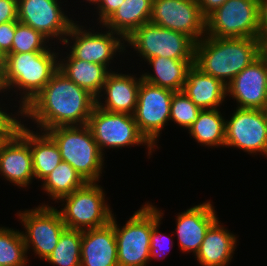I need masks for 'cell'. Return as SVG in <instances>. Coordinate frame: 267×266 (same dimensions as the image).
I'll return each instance as SVG.
<instances>
[{
	"mask_svg": "<svg viewBox=\"0 0 267 266\" xmlns=\"http://www.w3.org/2000/svg\"><path fill=\"white\" fill-rule=\"evenodd\" d=\"M95 105L92 94L58 69L22 109V117L33 120L45 132L53 127L86 125Z\"/></svg>",
	"mask_w": 267,
	"mask_h": 266,
	"instance_id": "obj_1",
	"label": "cell"
},
{
	"mask_svg": "<svg viewBox=\"0 0 267 266\" xmlns=\"http://www.w3.org/2000/svg\"><path fill=\"white\" fill-rule=\"evenodd\" d=\"M261 38H215L205 35L195 44L194 65L227 85L260 56Z\"/></svg>",
	"mask_w": 267,
	"mask_h": 266,
	"instance_id": "obj_2",
	"label": "cell"
},
{
	"mask_svg": "<svg viewBox=\"0 0 267 266\" xmlns=\"http://www.w3.org/2000/svg\"><path fill=\"white\" fill-rule=\"evenodd\" d=\"M29 53H8L1 69V86L6 92L17 88L22 94V110L50 81L59 68L58 53L51 50ZM23 95V96H22Z\"/></svg>",
	"mask_w": 267,
	"mask_h": 266,
	"instance_id": "obj_3",
	"label": "cell"
},
{
	"mask_svg": "<svg viewBox=\"0 0 267 266\" xmlns=\"http://www.w3.org/2000/svg\"><path fill=\"white\" fill-rule=\"evenodd\" d=\"M58 146L62 161L68 162L86 182H99L104 155L89 126H60L45 131Z\"/></svg>",
	"mask_w": 267,
	"mask_h": 266,
	"instance_id": "obj_4",
	"label": "cell"
},
{
	"mask_svg": "<svg viewBox=\"0 0 267 266\" xmlns=\"http://www.w3.org/2000/svg\"><path fill=\"white\" fill-rule=\"evenodd\" d=\"M105 193L97 182H87L60 200L62 220L69 229L87 230L107 225L113 211L107 204ZM106 201V202H105ZM66 202V203H65Z\"/></svg>",
	"mask_w": 267,
	"mask_h": 266,
	"instance_id": "obj_5",
	"label": "cell"
},
{
	"mask_svg": "<svg viewBox=\"0 0 267 266\" xmlns=\"http://www.w3.org/2000/svg\"><path fill=\"white\" fill-rule=\"evenodd\" d=\"M205 35L215 38H261L259 0H227L205 18Z\"/></svg>",
	"mask_w": 267,
	"mask_h": 266,
	"instance_id": "obj_6",
	"label": "cell"
},
{
	"mask_svg": "<svg viewBox=\"0 0 267 266\" xmlns=\"http://www.w3.org/2000/svg\"><path fill=\"white\" fill-rule=\"evenodd\" d=\"M127 41V42H126ZM125 43L140 53L144 61L153 57H165L177 60H194L195 42L187 35L162 28L151 22L137 28Z\"/></svg>",
	"mask_w": 267,
	"mask_h": 266,
	"instance_id": "obj_7",
	"label": "cell"
},
{
	"mask_svg": "<svg viewBox=\"0 0 267 266\" xmlns=\"http://www.w3.org/2000/svg\"><path fill=\"white\" fill-rule=\"evenodd\" d=\"M87 125L103 155L105 149H121L143 143L147 146L148 156L152 155L154 147L140 133L133 115L108 112L95 105Z\"/></svg>",
	"mask_w": 267,
	"mask_h": 266,
	"instance_id": "obj_8",
	"label": "cell"
},
{
	"mask_svg": "<svg viewBox=\"0 0 267 266\" xmlns=\"http://www.w3.org/2000/svg\"><path fill=\"white\" fill-rule=\"evenodd\" d=\"M118 266H147L150 261L152 204L145 203L121 228L114 216Z\"/></svg>",
	"mask_w": 267,
	"mask_h": 266,
	"instance_id": "obj_9",
	"label": "cell"
},
{
	"mask_svg": "<svg viewBox=\"0 0 267 266\" xmlns=\"http://www.w3.org/2000/svg\"><path fill=\"white\" fill-rule=\"evenodd\" d=\"M25 233L22 231L26 251L32 247L34 255L44 261L52 254L66 226L58 209L42 204L34 209L17 212ZM32 245V246H30Z\"/></svg>",
	"mask_w": 267,
	"mask_h": 266,
	"instance_id": "obj_10",
	"label": "cell"
},
{
	"mask_svg": "<svg viewBox=\"0 0 267 266\" xmlns=\"http://www.w3.org/2000/svg\"><path fill=\"white\" fill-rule=\"evenodd\" d=\"M175 92L141 80L133 114L140 133L155 148L165 124L170 120L171 99Z\"/></svg>",
	"mask_w": 267,
	"mask_h": 266,
	"instance_id": "obj_11",
	"label": "cell"
},
{
	"mask_svg": "<svg viewBox=\"0 0 267 266\" xmlns=\"http://www.w3.org/2000/svg\"><path fill=\"white\" fill-rule=\"evenodd\" d=\"M225 147L267 157V116L261 109L237 108L225 120Z\"/></svg>",
	"mask_w": 267,
	"mask_h": 266,
	"instance_id": "obj_12",
	"label": "cell"
},
{
	"mask_svg": "<svg viewBox=\"0 0 267 266\" xmlns=\"http://www.w3.org/2000/svg\"><path fill=\"white\" fill-rule=\"evenodd\" d=\"M83 27L74 22L63 41L64 45H69V42L74 41V44L70 45L69 53L75 59L104 65L108 68L113 56H116L117 52L122 53L126 50L125 40L119 34L109 29L104 33L94 31L92 33Z\"/></svg>",
	"mask_w": 267,
	"mask_h": 266,
	"instance_id": "obj_13",
	"label": "cell"
},
{
	"mask_svg": "<svg viewBox=\"0 0 267 266\" xmlns=\"http://www.w3.org/2000/svg\"><path fill=\"white\" fill-rule=\"evenodd\" d=\"M150 22L183 33L195 43L205 36L198 0H153Z\"/></svg>",
	"mask_w": 267,
	"mask_h": 266,
	"instance_id": "obj_14",
	"label": "cell"
},
{
	"mask_svg": "<svg viewBox=\"0 0 267 266\" xmlns=\"http://www.w3.org/2000/svg\"><path fill=\"white\" fill-rule=\"evenodd\" d=\"M0 174L18 187L29 186L35 178L29 128L23 122L11 136L0 140Z\"/></svg>",
	"mask_w": 267,
	"mask_h": 266,
	"instance_id": "obj_15",
	"label": "cell"
},
{
	"mask_svg": "<svg viewBox=\"0 0 267 266\" xmlns=\"http://www.w3.org/2000/svg\"><path fill=\"white\" fill-rule=\"evenodd\" d=\"M58 0H17L18 21L39 31L48 40L63 42L73 21ZM63 10V11H62Z\"/></svg>",
	"mask_w": 267,
	"mask_h": 266,
	"instance_id": "obj_16",
	"label": "cell"
},
{
	"mask_svg": "<svg viewBox=\"0 0 267 266\" xmlns=\"http://www.w3.org/2000/svg\"><path fill=\"white\" fill-rule=\"evenodd\" d=\"M227 96L237 102V108L263 109L267 96V66L259 56L227 85Z\"/></svg>",
	"mask_w": 267,
	"mask_h": 266,
	"instance_id": "obj_17",
	"label": "cell"
},
{
	"mask_svg": "<svg viewBox=\"0 0 267 266\" xmlns=\"http://www.w3.org/2000/svg\"><path fill=\"white\" fill-rule=\"evenodd\" d=\"M209 201L195 205L176 218L178 246L182 252L196 256L209 227L218 219L215 208Z\"/></svg>",
	"mask_w": 267,
	"mask_h": 266,
	"instance_id": "obj_18",
	"label": "cell"
},
{
	"mask_svg": "<svg viewBox=\"0 0 267 266\" xmlns=\"http://www.w3.org/2000/svg\"><path fill=\"white\" fill-rule=\"evenodd\" d=\"M131 74H122L111 71L96 98V106L112 113H126L133 115L138 99V90L142 80ZM102 92L104 94H102ZM106 95V96H105ZM102 96H105L102 97ZM102 97L105 100L100 101Z\"/></svg>",
	"mask_w": 267,
	"mask_h": 266,
	"instance_id": "obj_19",
	"label": "cell"
},
{
	"mask_svg": "<svg viewBox=\"0 0 267 266\" xmlns=\"http://www.w3.org/2000/svg\"><path fill=\"white\" fill-rule=\"evenodd\" d=\"M81 266H118L114 214L102 227L82 231Z\"/></svg>",
	"mask_w": 267,
	"mask_h": 266,
	"instance_id": "obj_20",
	"label": "cell"
},
{
	"mask_svg": "<svg viewBox=\"0 0 267 266\" xmlns=\"http://www.w3.org/2000/svg\"><path fill=\"white\" fill-rule=\"evenodd\" d=\"M237 237L217 219L206 232L196 260L201 266H228L237 247Z\"/></svg>",
	"mask_w": 267,
	"mask_h": 266,
	"instance_id": "obj_21",
	"label": "cell"
},
{
	"mask_svg": "<svg viewBox=\"0 0 267 266\" xmlns=\"http://www.w3.org/2000/svg\"><path fill=\"white\" fill-rule=\"evenodd\" d=\"M182 91L201 110L220 109L227 96L226 85L220 79L203 73L194 64L187 73Z\"/></svg>",
	"mask_w": 267,
	"mask_h": 266,
	"instance_id": "obj_22",
	"label": "cell"
},
{
	"mask_svg": "<svg viewBox=\"0 0 267 266\" xmlns=\"http://www.w3.org/2000/svg\"><path fill=\"white\" fill-rule=\"evenodd\" d=\"M153 0H125L102 24L124 40L137 28L150 22Z\"/></svg>",
	"mask_w": 267,
	"mask_h": 266,
	"instance_id": "obj_23",
	"label": "cell"
},
{
	"mask_svg": "<svg viewBox=\"0 0 267 266\" xmlns=\"http://www.w3.org/2000/svg\"><path fill=\"white\" fill-rule=\"evenodd\" d=\"M66 58H59V70L95 98L100 95L110 70L100 64L75 59L70 53Z\"/></svg>",
	"mask_w": 267,
	"mask_h": 266,
	"instance_id": "obj_24",
	"label": "cell"
},
{
	"mask_svg": "<svg viewBox=\"0 0 267 266\" xmlns=\"http://www.w3.org/2000/svg\"><path fill=\"white\" fill-rule=\"evenodd\" d=\"M146 61L149 62L148 65H152L154 73H142V80L174 92L183 90L187 73L194 64V60H177L160 56Z\"/></svg>",
	"mask_w": 267,
	"mask_h": 266,
	"instance_id": "obj_25",
	"label": "cell"
},
{
	"mask_svg": "<svg viewBox=\"0 0 267 266\" xmlns=\"http://www.w3.org/2000/svg\"><path fill=\"white\" fill-rule=\"evenodd\" d=\"M29 129V145L32 154L35 179L43 180L62 161L54 140L46 133Z\"/></svg>",
	"mask_w": 267,
	"mask_h": 266,
	"instance_id": "obj_26",
	"label": "cell"
},
{
	"mask_svg": "<svg viewBox=\"0 0 267 266\" xmlns=\"http://www.w3.org/2000/svg\"><path fill=\"white\" fill-rule=\"evenodd\" d=\"M198 144L207 147H225V119L219 109H203L188 129Z\"/></svg>",
	"mask_w": 267,
	"mask_h": 266,
	"instance_id": "obj_27",
	"label": "cell"
},
{
	"mask_svg": "<svg viewBox=\"0 0 267 266\" xmlns=\"http://www.w3.org/2000/svg\"><path fill=\"white\" fill-rule=\"evenodd\" d=\"M42 181V189L56 202L87 183L82 176L65 161H61Z\"/></svg>",
	"mask_w": 267,
	"mask_h": 266,
	"instance_id": "obj_28",
	"label": "cell"
},
{
	"mask_svg": "<svg viewBox=\"0 0 267 266\" xmlns=\"http://www.w3.org/2000/svg\"><path fill=\"white\" fill-rule=\"evenodd\" d=\"M82 231L66 228L52 254L45 260L55 266H81Z\"/></svg>",
	"mask_w": 267,
	"mask_h": 266,
	"instance_id": "obj_29",
	"label": "cell"
},
{
	"mask_svg": "<svg viewBox=\"0 0 267 266\" xmlns=\"http://www.w3.org/2000/svg\"><path fill=\"white\" fill-rule=\"evenodd\" d=\"M27 257L22 232L0 227V266H27Z\"/></svg>",
	"mask_w": 267,
	"mask_h": 266,
	"instance_id": "obj_30",
	"label": "cell"
},
{
	"mask_svg": "<svg viewBox=\"0 0 267 266\" xmlns=\"http://www.w3.org/2000/svg\"><path fill=\"white\" fill-rule=\"evenodd\" d=\"M49 40L39 31L17 20L15 34L9 53H29L32 51H46Z\"/></svg>",
	"mask_w": 267,
	"mask_h": 266,
	"instance_id": "obj_31",
	"label": "cell"
},
{
	"mask_svg": "<svg viewBox=\"0 0 267 266\" xmlns=\"http://www.w3.org/2000/svg\"><path fill=\"white\" fill-rule=\"evenodd\" d=\"M201 109L183 92H175L171 99L170 120L187 130L198 119Z\"/></svg>",
	"mask_w": 267,
	"mask_h": 266,
	"instance_id": "obj_32",
	"label": "cell"
},
{
	"mask_svg": "<svg viewBox=\"0 0 267 266\" xmlns=\"http://www.w3.org/2000/svg\"><path fill=\"white\" fill-rule=\"evenodd\" d=\"M163 212L152 205V232L150 239V260L161 259L159 257L166 256L164 251L169 253V249L173 246V240L169 235H164L159 231ZM164 253V254H163ZM162 254V255H161Z\"/></svg>",
	"mask_w": 267,
	"mask_h": 266,
	"instance_id": "obj_33",
	"label": "cell"
},
{
	"mask_svg": "<svg viewBox=\"0 0 267 266\" xmlns=\"http://www.w3.org/2000/svg\"><path fill=\"white\" fill-rule=\"evenodd\" d=\"M5 92L2 88L0 89V93ZM17 116L15 117L12 113L5 112V109L0 107V137L6 138L11 136L18 128L21 123V119H19V115L22 116V110L17 111Z\"/></svg>",
	"mask_w": 267,
	"mask_h": 266,
	"instance_id": "obj_34",
	"label": "cell"
},
{
	"mask_svg": "<svg viewBox=\"0 0 267 266\" xmlns=\"http://www.w3.org/2000/svg\"><path fill=\"white\" fill-rule=\"evenodd\" d=\"M17 21L0 24V50L7 55L11 51Z\"/></svg>",
	"mask_w": 267,
	"mask_h": 266,
	"instance_id": "obj_35",
	"label": "cell"
},
{
	"mask_svg": "<svg viewBox=\"0 0 267 266\" xmlns=\"http://www.w3.org/2000/svg\"><path fill=\"white\" fill-rule=\"evenodd\" d=\"M17 20V0H0V24Z\"/></svg>",
	"mask_w": 267,
	"mask_h": 266,
	"instance_id": "obj_36",
	"label": "cell"
},
{
	"mask_svg": "<svg viewBox=\"0 0 267 266\" xmlns=\"http://www.w3.org/2000/svg\"><path fill=\"white\" fill-rule=\"evenodd\" d=\"M125 0H100L97 5L98 20L102 25Z\"/></svg>",
	"mask_w": 267,
	"mask_h": 266,
	"instance_id": "obj_37",
	"label": "cell"
},
{
	"mask_svg": "<svg viewBox=\"0 0 267 266\" xmlns=\"http://www.w3.org/2000/svg\"><path fill=\"white\" fill-rule=\"evenodd\" d=\"M259 27L261 39H267V0H259Z\"/></svg>",
	"mask_w": 267,
	"mask_h": 266,
	"instance_id": "obj_38",
	"label": "cell"
},
{
	"mask_svg": "<svg viewBox=\"0 0 267 266\" xmlns=\"http://www.w3.org/2000/svg\"><path fill=\"white\" fill-rule=\"evenodd\" d=\"M227 0H198L201 14L206 18L215 9L223 5Z\"/></svg>",
	"mask_w": 267,
	"mask_h": 266,
	"instance_id": "obj_39",
	"label": "cell"
},
{
	"mask_svg": "<svg viewBox=\"0 0 267 266\" xmlns=\"http://www.w3.org/2000/svg\"><path fill=\"white\" fill-rule=\"evenodd\" d=\"M260 57L264 60L266 66H267V39H261Z\"/></svg>",
	"mask_w": 267,
	"mask_h": 266,
	"instance_id": "obj_40",
	"label": "cell"
},
{
	"mask_svg": "<svg viewBox=\"0 0 267 266\" xmlns=\"http://www.w3.org/2000/svg\"><path fill=\"white\" fill-rule=\"evenodd\" d=\"M5 54L0 50V70L3 67L4 61H5Z\"/></svg>",
	"mask_w": 267,
	"mask_h": 266,
	"instance_id": "obj_41",
	"label": "cell"
},
{
	"mask_svg": "<svg viewBox=\"0 0 267 266\" xmlns=\"http://www.w3.org/2000/svg\"><path fill=\"white\" fill-rule=\"evenodd\" d=\"M89 2V4H91V5H98L99 4V2H100V0H86V2ZM93 3V4H92ZM95 3V4H94Z\"/></svg>",
	"mask_w": 267,
	"mask_h": 266,
	"instance_id": "obj_42",
	"label": "cell"
},
{
	"mask_svg": "<svg viewBox=\"0 0 267 266\" xmlns=\"http://www.w3.org/2000/svg\"><path fill=\"white\" fill-rule=\"evenodd\" d=\"M262 110L265 113V115L267 116V96H266V102H265L264 108Z\"/></svg>",
	"mask_w": 267,
	"mask_h": 266,
	"instance_id": "obj_43",
	"label": "cell"
},
{
	"mask_svg": "<svg viewBox=\"0 0 267 266\" xmlns=\"http://www.w3.org/2000/svg\"><path fill=\"white\" fill-rule=\"evenodd\" d=\"M2 88L1 86V70H0V89Z\"/></svg>",
	"mask_w": 267,
	"mask_h": 266,
	"instance_id": "obj_44",
	"label": "cell"
}]
</instances>
